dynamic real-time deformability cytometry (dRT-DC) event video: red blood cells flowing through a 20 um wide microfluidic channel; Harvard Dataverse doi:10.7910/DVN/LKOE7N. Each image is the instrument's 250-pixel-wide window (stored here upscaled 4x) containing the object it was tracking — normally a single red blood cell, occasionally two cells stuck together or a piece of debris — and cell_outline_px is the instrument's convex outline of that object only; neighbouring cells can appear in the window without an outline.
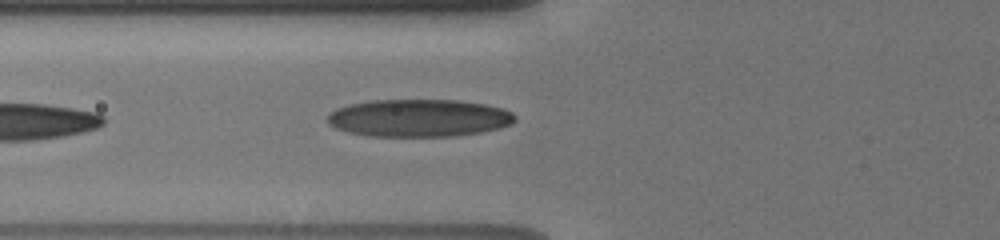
{"species": "human", "species_latin": "Homo sapiens", "temperature_condition": "cold", "stored_images_in_passage": 12, "camera_frame_rate_fps": 3000, "um_per_image_px": 0.085, "donor": {"sex": "male"}, "frame": {"image": 1, "passage_image": 12, "time_ms": 7.0, "image_size_px": [1000, 240], "cell_outline_px": [[516, 120], [512, 124], [480, 132], [452, 136], [368, 136], [348, 132], [336, 128], [328, 124], [328, 112], [336, 108], [348, 104], [372, 100], [456, 100], [484, 104], [504, 108], [512, 112], [516, 116]], "centroid_in_image_um": [35.58, 10.02], "position_along_channel_um": 90.2, "area_um2": 41.15}}